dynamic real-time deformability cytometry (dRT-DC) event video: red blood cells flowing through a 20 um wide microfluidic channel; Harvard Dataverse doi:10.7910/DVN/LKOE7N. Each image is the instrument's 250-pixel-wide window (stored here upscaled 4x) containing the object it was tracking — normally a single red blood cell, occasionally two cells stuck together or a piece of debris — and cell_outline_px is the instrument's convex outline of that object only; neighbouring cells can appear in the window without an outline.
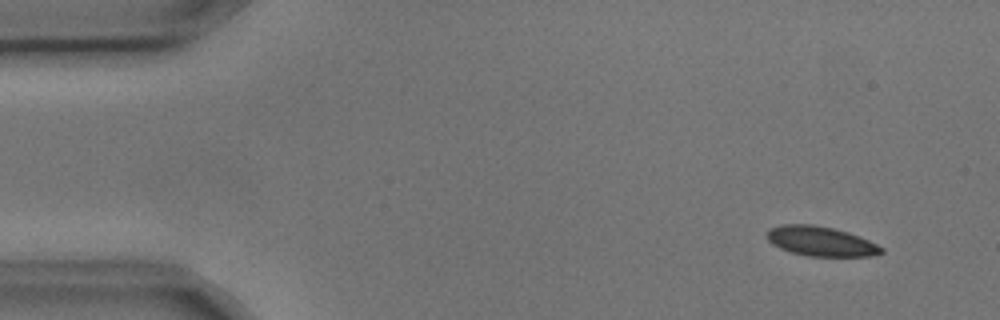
{"species": "common noctule bat (a hibernating species)", "species_latin": "Nyctalus noctula", "temperature_condition": "cold", "stored_images_in_passage": 4, "camera_frame_rate_fps": 3000, "um_per_image_px": 0.085, "animal": {"sex": "male", "body_mass_g": 17.9, "forearm_length_mm": 54.2}, "frame": {"image": 1, "passage_image": 1, "time_ms": 0.0, "image_size_px": [1000, 320], "cell_outline_px": [[884, 252], [868, 256], [808, 256], [792, 252], [780, 248], [772, 244], [768, 240], [768, 228], [784, 224], [812, 224], [832, 228], [848, 232], [868, 240], [884, 248]], "centroid_in_image_um": [69.76, 20.5], "position_along_channel_um": 15.2, "area_um2": 19.59}}
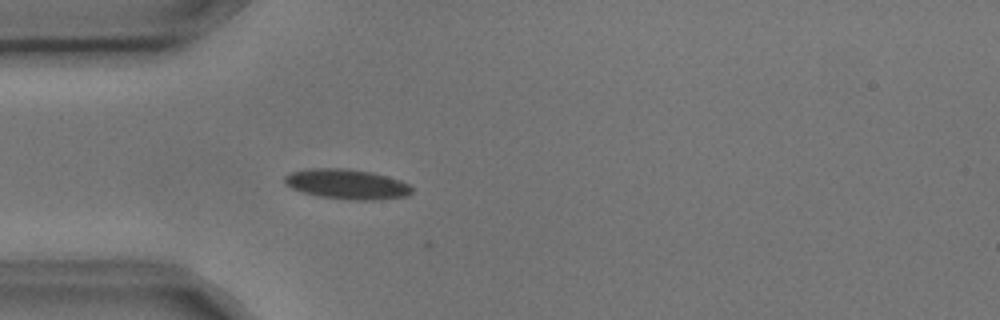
{"frame": {"image": 2, "passage_image": 4, "time_ms": 1.0, "image_size_px": [1000, 320], "cell_outline_px": [[412, 192], [408, 196], [376, 200], [352, 200], [320, 196], [300, 192], [284, 184], [284, 176], [288, 172], [308, 168], [348, 168], [372, 172], [388, 176], [400, 180], [408, 184], [412, 188]], "centroid_in_image_um": [29.46, 15.64], "position_along_channel_um": 55.5, "area_um2": 22.54}}